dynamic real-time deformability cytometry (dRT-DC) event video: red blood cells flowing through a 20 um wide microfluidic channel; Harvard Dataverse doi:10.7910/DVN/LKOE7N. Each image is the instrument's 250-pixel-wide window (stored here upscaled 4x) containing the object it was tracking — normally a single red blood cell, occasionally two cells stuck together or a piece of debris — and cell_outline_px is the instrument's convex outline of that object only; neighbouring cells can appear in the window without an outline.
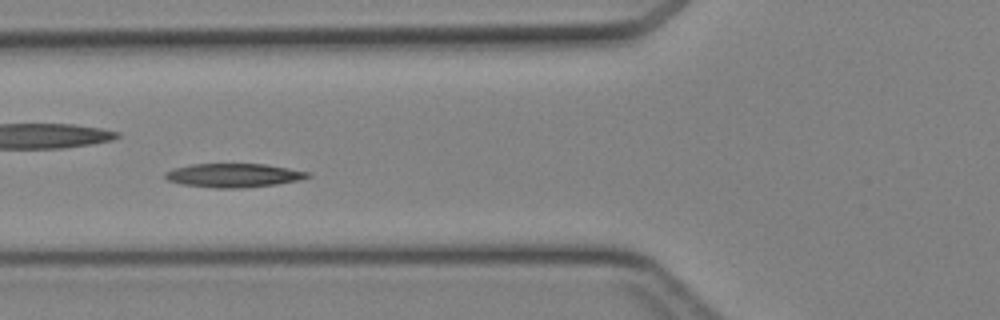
{"species": "Egyptian fruit bat (a non-hibernating species)", "species_latin": "Rousettus aegyptiacus", "temperature_condition": "cold", "stored_images_in_passage": 42, "camera_frame_rate_fps": 3000, "um_per_image_px": 0.085, "animal": {"sex": "female"}, "frame": {"image": 1, "passage_image": 14, "time_ms": 4.333, "image_size_px": [1000, 320], "cell_outline_px": [[312, 176], [300, 180], [276, 184], [240, 188], [216, 188], [180, 184], [168, 180], [164, 176], [164, 172], [172, 168], [192, 164], [264, 164], [312, 172]], "centroid_in_image_um": [19.86, 14.9], "position_along_channel_um": 105.9, "area_um2": 19.88}}
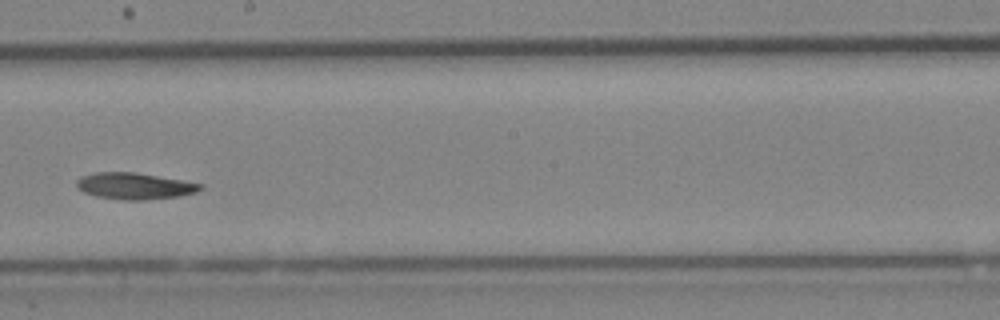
{"frame": {"image": 2, "passage_image": 23, "time_ms": 7.333, "image_size_px": [1000, 320], "cell_outline_px": [[204, 188], [196, 192], [180, 196], [144, 200], [124, 200], [96, 196], [84, 192], [76, 188], [76, 180], [80, 176], [96, 172], [132, 172], [204, 184]], "centroid_in_image_um": [11.41, 15.81], "position_along_channel_um": 236.8, "area_um2": 19.07}}
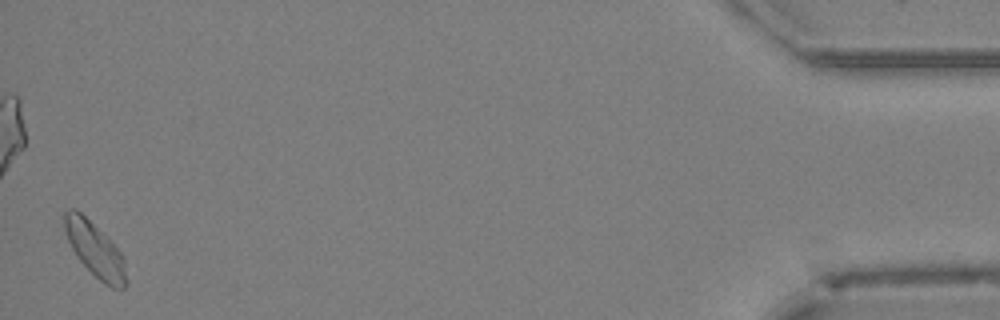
{"frame": {"image": 3, "passage_image": 42, "time_ms": 13.667, "image_size_px": [1000, 320], "cell_outline_px": [[128, 284], [124, 288], [112, 288], [104, 284], [76, 256], [64, 232], [64, 212], [72, 208], [76, 208], [120, 252], [124, 260], [128, 280]], "centroid_in_image_um": [8.08, 21.26], "position_along_channel_um": 427.1, "area_um2": 19.07}}